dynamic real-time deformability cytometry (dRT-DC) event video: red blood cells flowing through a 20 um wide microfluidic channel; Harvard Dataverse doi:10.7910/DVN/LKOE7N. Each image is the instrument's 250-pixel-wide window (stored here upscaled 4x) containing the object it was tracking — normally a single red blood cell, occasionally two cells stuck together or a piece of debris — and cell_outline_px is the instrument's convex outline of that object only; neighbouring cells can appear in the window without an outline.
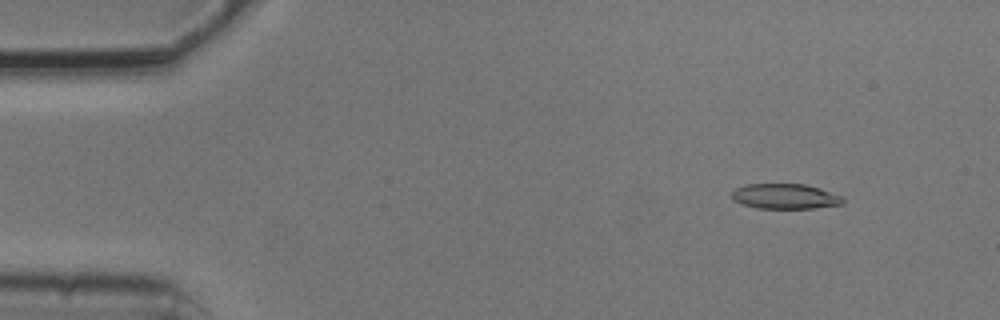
{"species": "common noctule bat (a hibernating species)", "species_latin": "Nyctalus noctula", "temperature_condition": "cold", "stored_images_in_passage": 3, "camera_frame_rate_fps": 3000, "um_per_image_px": 0.085, "animal": {"sex": "male", "body_mass_g": 20.5, "forearm_length_mm": 52.5}, "frame": {"image": 1, "passage_image": 3, "time_ms": 0.667, "image_size_px": [1000, 320], "cell_outline_px": [[844, 204], [816, 208], [756, 208], [740, 204], [732, 200], [732, 192], [736, 188], [744, 184], [804, 184], [820, 188], [840, 196], [844, 200]], "centroid_in_image_um": [66.7, 16.69], "position_along_channel_um": 18.3, "area_um2": 16.36}}